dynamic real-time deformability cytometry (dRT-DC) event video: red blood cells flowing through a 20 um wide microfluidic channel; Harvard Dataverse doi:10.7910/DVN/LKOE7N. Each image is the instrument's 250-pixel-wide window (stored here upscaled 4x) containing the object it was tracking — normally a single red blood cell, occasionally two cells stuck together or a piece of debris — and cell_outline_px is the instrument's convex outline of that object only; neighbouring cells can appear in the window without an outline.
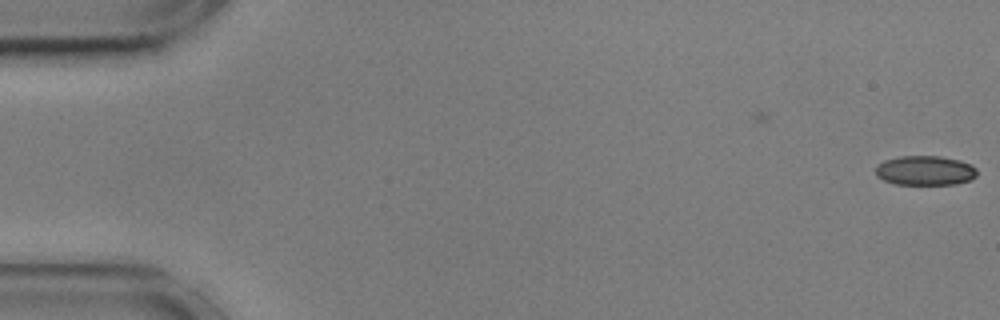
{"species": "common noctule bat (a hibernating species)", "species_latin": "Nyctalus noctula", "temperature_condition": "cold", "stored_images_in_passage": 2, "camera_frame_rate_fps": 3000, "um_per_image_px": 0.085, "animal": {"sex": "male", "body_mass_g": 17.9, "forearm_length_mm": 54.2}, "frame": {"image": 1, "passage_image": 2, "time_ms": 0.333, "image_size_px": [1000, 320], "cell_outline_px": [[976, 176], [972, 180], [956, 184], [896, 184], [884, 180], [876, 176], [876, 164], [884, 160], [900, 156], [940, 156], [960, 160], [972, 164], [976, 168]], "centroid_in_image_um": [78.65, 14.49], "position_along_channel_um": 6.4, "area_um2": 17.63}}